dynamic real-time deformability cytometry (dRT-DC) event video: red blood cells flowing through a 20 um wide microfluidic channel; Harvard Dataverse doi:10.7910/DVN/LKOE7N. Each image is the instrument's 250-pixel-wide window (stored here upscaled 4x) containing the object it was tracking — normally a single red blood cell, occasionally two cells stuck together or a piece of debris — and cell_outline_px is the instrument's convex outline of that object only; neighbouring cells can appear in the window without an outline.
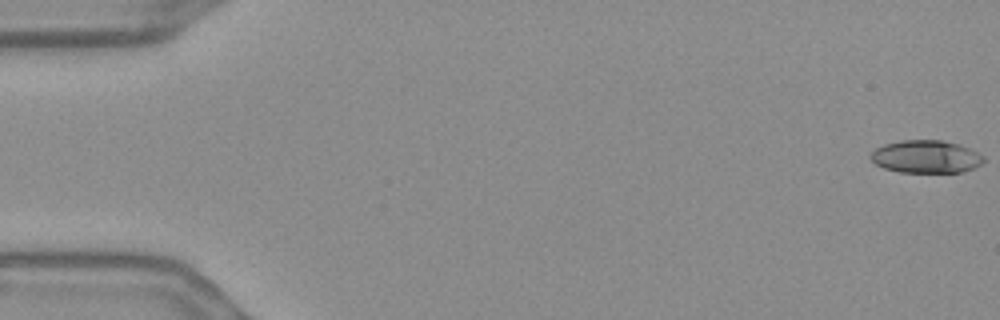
{"species": "Egyptian fruit bat (a non-hibernating species)", "species_latin": "Rousettus aegyptiacus", "temperature_condition": "warm", "stored_images_in_passage": 56, "camera_frame_rate_fps": 3000, "um_per_image_px": 0.085, "frame": {"image": 1, "passage_image": 1, "time_ms": 0.0, "image_size_px": [1000, 320], "cell_outline_px": [[984, 160], [980, 164], [964, 172], [900, 172], [884, 168], [876, 164], [868, 156], [876, 148], [884, 144], [900, 140], [940, 140], [956, 144], [968, 148], [984, 156]], "centroid_in_image_um": [78.67, 13.32], "position_along_channel_um": 6.3, "area_um2": 21.39}}
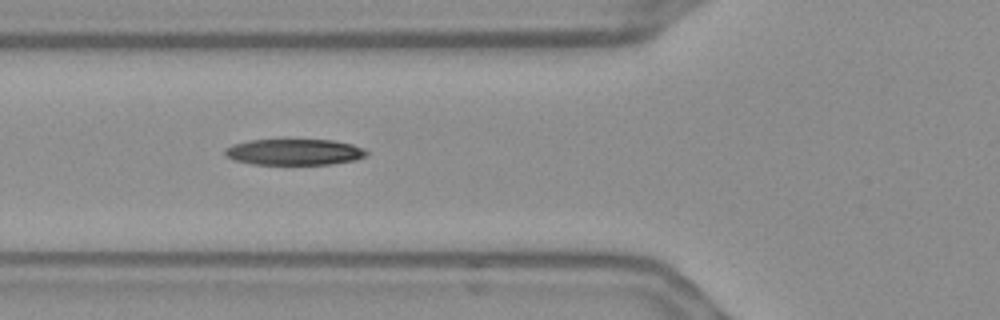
{"frame": {"image": 2, "passage_image": 21, "time_ms": 6.667, "image_size_px": [1000, 320], "cell_outline_px": [[368, 156], [356, 160], [332, 164], [252, 164], [236, 160], [224, 156], [224, 148], [232, 144], [248, 140], [332, 140], [352, 144], [364, 148], [368, 152]], "centroid_in_image_um": [25.02, 12.92], "position_along_channel_um": 100.8, "area_um2": 21.68}}
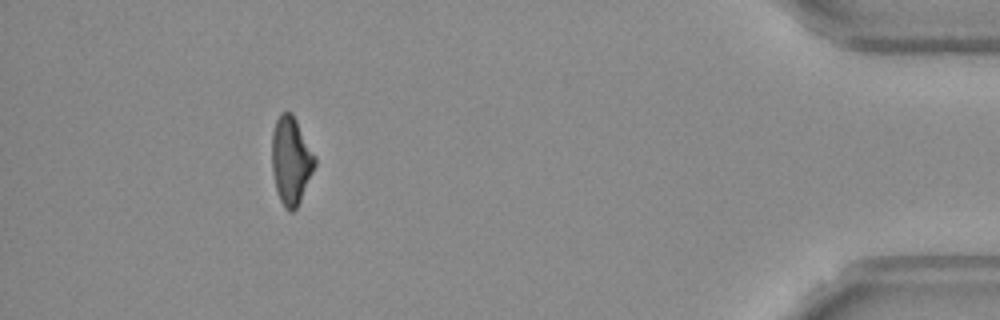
{"frame": {"image": 3, "passage_image": 51, "time_ms": 16.667, "image_size_px": [1000, 320], "cell_outline_px": [[316, 164], [300, 200], [296, 208], [292, 212], [288, 212], [284, 208], [280, 200], [276, 188], [272, 172], [272, 132], [276, 120], [280, 112], [292, 112], [316, 156]], "centroid_in_image_um": [24.73, 13.63], "position_along_channel_um": 410.5, "area_um2": 21.96}, "authors_computed_cell_mechanics": {"area_um2": 22.3686, "velocity_mm_per_s": 3.6831, "shape_relaxation_time_tau1_ms": 5.3665, "shape_relaxation_time_tau2_ms": 7.2267, "deformation_change_tau1": 0.2006, "deformation_change_tau2": 0.173}}